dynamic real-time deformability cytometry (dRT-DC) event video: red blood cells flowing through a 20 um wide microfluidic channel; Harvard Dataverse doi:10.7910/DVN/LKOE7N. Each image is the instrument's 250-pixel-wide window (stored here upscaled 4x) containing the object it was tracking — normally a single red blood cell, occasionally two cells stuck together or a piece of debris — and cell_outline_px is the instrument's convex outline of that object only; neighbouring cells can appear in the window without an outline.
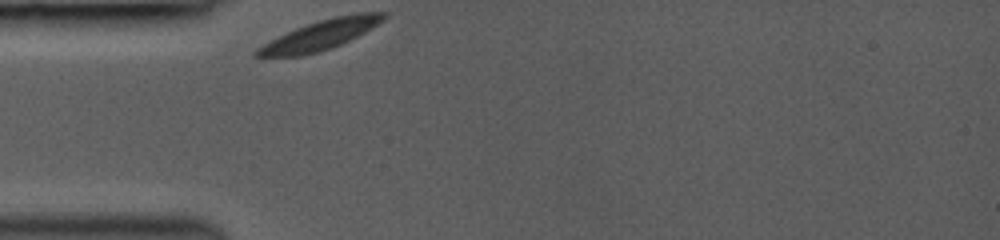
{"species": "common noctule bat (a hibernating species)", "species_latin": "Nyctalus noctula", "temperature_condition": "room temperature", "stored_images_in_passage": 19, "camera_frame_rate_fps": 3000, "um_per_image_px": 0.085, "animal": {"sex": "female", "body_mass_g": 19.0, "forearm_length_mm": 53.3}, "frame": {"image": 1, "passage_image": 1, "time_ms": 0.0, "image_size_px": [1000, 240], "cell_outline_px": [[388, 16], [384, 20], [372, 28], [332, 48], [320, 52], [300, 56], [252, 56], [252, 52], [256, 48], [296, 28], [320, 20], [336, 16], [356, 12], [388, 12]], "centroid_in_image_um": [27.27, 2.97], "position_along_channel_um": 57.7, "area_um2": 21.68}}
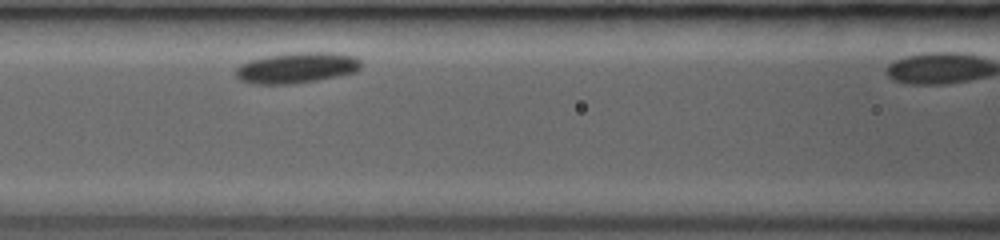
{"frame": {"image": 2, "passage_image": 14, "time_ms": 2.333, "image_size_px": [1000, 240], "cell_outline_px": [[360, 68], [356, 72], [296, 84], [252, 84], [240, 80], [236, 76], [236, 68], [240, 64], [248, 60], [288, 52], [332, 52], [356, 56], [360, 60]], "centroid_in_image_um": [25.21, 5.75], "position_along_channel_um": 141.4, "area_um2": 22.66}}
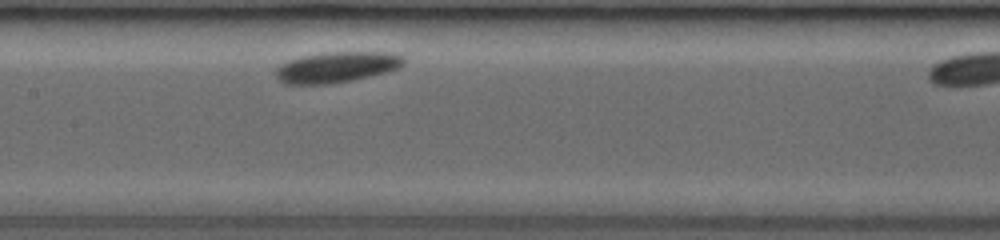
{"frame": {"image": 3, "passage_image": 18, "time_ms": 3.333, "image_size_px": [1000, 240], "cell_outline_px": [[404, 64], [400, 68], [388, 72], [352, 80], [332, 84], [284, 84], [276, 80], [276, 68], [280, 64], [288, 60], [304, 56], [324, 52], [392, 52], [404, 56]], "centroid_in_image_um": [28.63, 5.71], "position_along_channel_um": 178.8, "area_um2": 23.24}}